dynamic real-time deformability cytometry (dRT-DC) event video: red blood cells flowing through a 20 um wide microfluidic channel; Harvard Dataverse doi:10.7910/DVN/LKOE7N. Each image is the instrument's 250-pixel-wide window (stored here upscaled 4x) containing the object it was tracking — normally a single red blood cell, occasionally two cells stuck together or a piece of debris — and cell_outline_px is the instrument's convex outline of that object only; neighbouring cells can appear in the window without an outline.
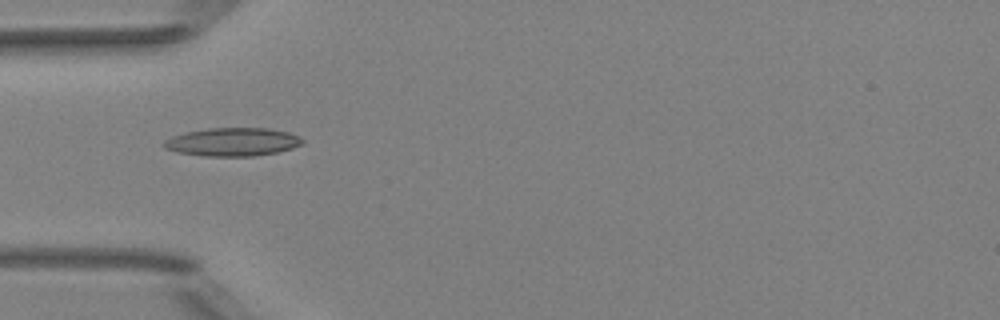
{"species": "Egyptian fruit bat (a non-hibernating species)", "species_latin": "Rousettus aegyptiacus", "temperature_condition": "room temperature", "stored_images_in_passage": 43, "camera_frame_rate_fps": 3000, "um_per_image_px": 0.085, "animal": {"sex": "female"}, "frame": {"image": 1, "passage_image": 10, "time_ms": 3.0, "image_size_px": [1000, 320], "cell_outline_px": [[304, 144], [292, 148], [276, 152], [252, 156], [204, 156], [176, 152], [164, 148], [160, 144], [164, 140], [172, 136], [184, 132], [208, 128], [268, 128], [288, 132], [300, 136], [304, 140]], "centroid_in_image_um": [19.74, 12.06], "position_along_channel_um": 65.3, "area_um2": 23.06}}
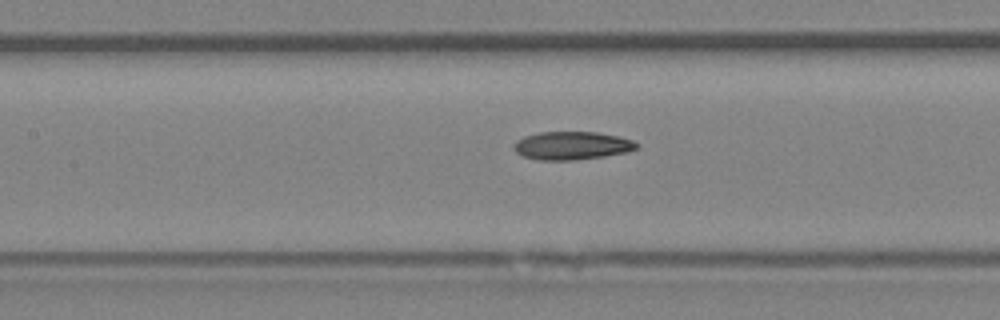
{"frame": {"image": 2, "passage_image": 17, "time_ms": 5.333, "image_size_px": [1000, 320], "cell_outline_px": [[640, 148], [628, 152], [604, 156], [576, 160], [536, 160], [520, 156], [512, 148], [512, 144], [516, 140], [524, 136], [540, 132], [596, 132], [620, 136], [632, 140], [640, 144]], "centroid_in_image_um": [48.6, 12.38], "position_along_channel_um": 158.8, "area_um2": 20.58}}
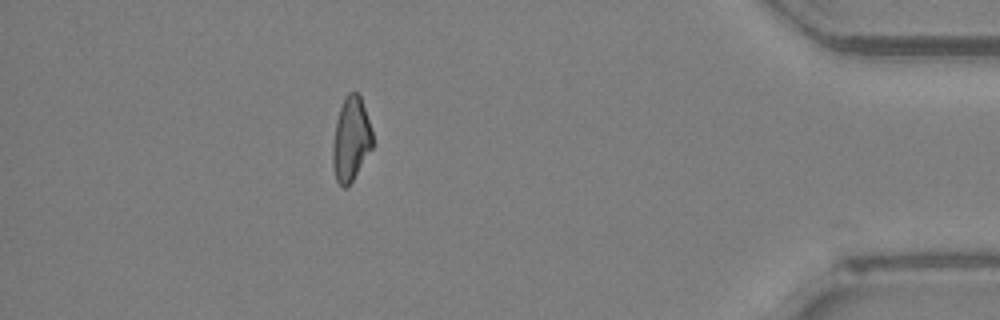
{"frame": {"image": 3, "passage_image": 39, "time_ms": 12.667, "image_size_px": [1000, 320], "cell_outline_px": [[372, 148], [352, 180], [344, 188], [336, 180], [332, 164], [332, 144], [336, 120], [344, 96], [348, 92], [356, 92], [360, 96], [372, 132]], "centroid_in_image_um": [29.8, 11.81], "position_along_channel_um": 405.4, "area_um2": 19.25}}